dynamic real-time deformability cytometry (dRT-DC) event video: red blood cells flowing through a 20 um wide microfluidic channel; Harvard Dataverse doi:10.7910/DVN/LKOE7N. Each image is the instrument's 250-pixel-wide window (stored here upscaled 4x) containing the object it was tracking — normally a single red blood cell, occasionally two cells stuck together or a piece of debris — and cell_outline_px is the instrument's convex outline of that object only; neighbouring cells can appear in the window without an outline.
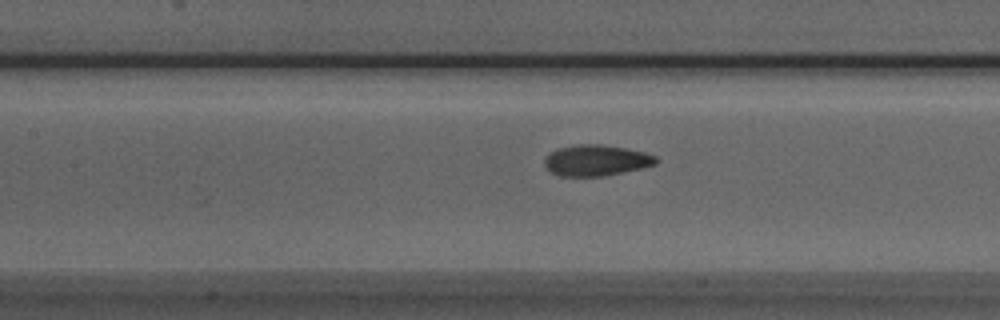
{"species": "Egyptian fruit bat (a non-hibernating species)", "species_latin": "Rousettus aegyptiacus", "temperature_condition": "room temperature", "stored_images_in_passage": 44, "camera_frame_rate_fps": 3000, "um_per_image_px": 0.085, "animal": {"sex": "male"}, "frame": {"image": 1, "passage_image": 22, "time_ms": 7.0, "image_size_px": [1000, 320], "cell_outline_px": [[660, 160], [656, 164], [640, 168], [604, 176], [560, 176], [552, 172], [544, 164], [544, 160], [552, 152], [560, 148], [580, 144], [600, 144], [624, 148], [644, 152], [656, 156]], "centroid_in_image_um": [50.71, 13.63], "position_along_channel_um": 156.7, "area_um2": 19.83}}
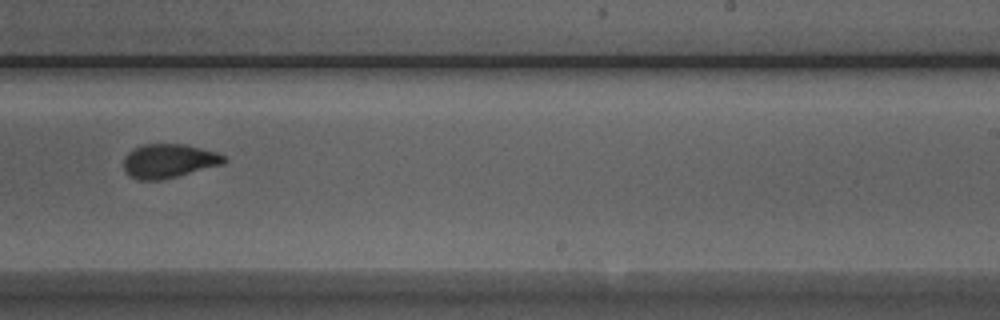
{"frame": {"image": 2, "passage_image": 31, "time_ms": 10.0, "image_size_px": [1000, 320], "cell_outline_px": [[228, 160], [224, 164], [160, 180], [136, 180], [128, 176], [124, 172], [124, 156], [128, 152], [144, 144], [188, 144], [216, 152], [224, 156]], "centroid_in_image_um": [14.33, 13.68], "position_along_channel_um": 274.7, "area_um2": 20.0}}
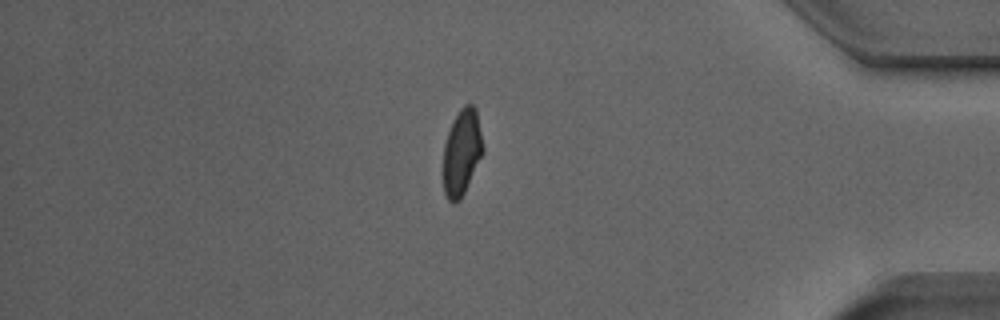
{"frame": {"image": 3, "passage_image": 43, "time_ms": 14.0, "image_size_px": [1000, 320], "cell_outline_px": [[484, 152], [460, 200], [452, 204], [448, 200], [444, 192], [444, 144], [452, 120], [460, 108], [464, 104], [472, 104], [476, 108], [484, 148]], "centroid_in_image_um": [39.26, 12.92], "position_along_channel_um": 395.9, "area_um2": 19.94}}